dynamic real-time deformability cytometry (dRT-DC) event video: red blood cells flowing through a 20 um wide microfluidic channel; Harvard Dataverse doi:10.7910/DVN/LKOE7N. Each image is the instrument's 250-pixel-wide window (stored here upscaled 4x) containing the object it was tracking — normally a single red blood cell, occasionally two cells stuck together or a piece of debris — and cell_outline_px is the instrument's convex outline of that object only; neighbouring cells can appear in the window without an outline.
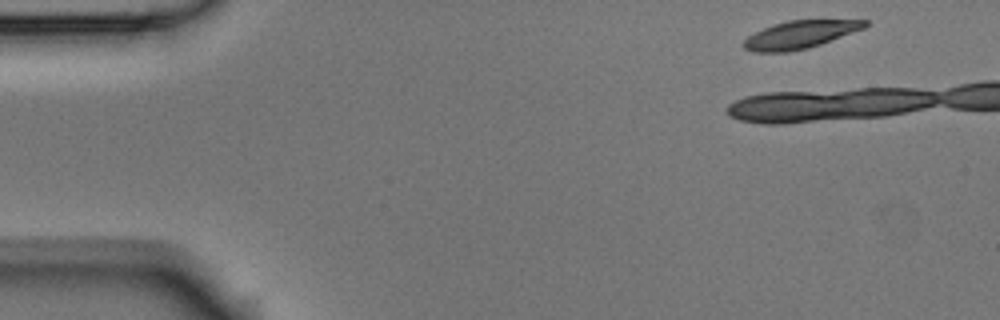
{"species": "Egyptian fruit bat (a non-hibernating species)", "species_latin": "Rousettus aegyptiacus", "temperature_condition": "room temperature", "stored_images_in_passage": 7, "camera_frame_rate_fps": 3000, "um_per_image_px": 0.085, "animal": {"sex": "male"}, "frame": {"image": 1, "passage_image": 1, "time_ms": 0.0, "image_size_px": [1000, 320], "cell_outline_px": [[868, 24], [864, 28], [820, 44], [808, 48], [788, 52], [752, 52], [744, 48], [744, 40], [748, 36], [772, 24], [788, 20], [868, 20]], "centroid_in_image_um": [67.98, 2.94], "position_along_channel_um": 17.0, "area_um2": 19.42}}